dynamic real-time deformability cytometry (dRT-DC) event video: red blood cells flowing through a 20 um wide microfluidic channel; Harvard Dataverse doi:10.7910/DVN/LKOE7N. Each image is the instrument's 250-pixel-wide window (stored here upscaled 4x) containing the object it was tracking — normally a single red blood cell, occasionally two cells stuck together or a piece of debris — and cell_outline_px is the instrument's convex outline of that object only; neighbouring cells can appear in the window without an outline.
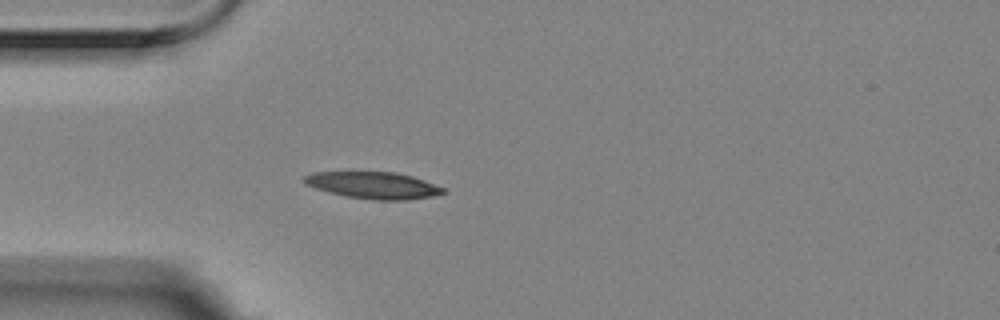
{"species": "Egyptian fruit bat (a non-hibernating species)", "species_latin": "Rousettus aegyptiacus", "temperature_condition": "room temperature", "stored_images_in_passage": 4, "camera_frame_rate_fps": 3000, "um_per_image_px": 0.085, "animal": {"sex": "female"}, "frame": {"image": 1, "passage_image": 4, "time_ms": 1.0, "image_size_px": [1000, 320], "cell_outline_px": [[448, 192], [432, 196], [408, 200], [372, 200], [344, 196], [328, 192], [304, 184], [300, 180], [300, 176], [312, 172], [396, 172], [412, 176], [424, 180], [444, 188]], "centroid_in_image_um": [31.68, 15.75], "position_along_channel_um": 53.3, "area_um2": 22.02}}